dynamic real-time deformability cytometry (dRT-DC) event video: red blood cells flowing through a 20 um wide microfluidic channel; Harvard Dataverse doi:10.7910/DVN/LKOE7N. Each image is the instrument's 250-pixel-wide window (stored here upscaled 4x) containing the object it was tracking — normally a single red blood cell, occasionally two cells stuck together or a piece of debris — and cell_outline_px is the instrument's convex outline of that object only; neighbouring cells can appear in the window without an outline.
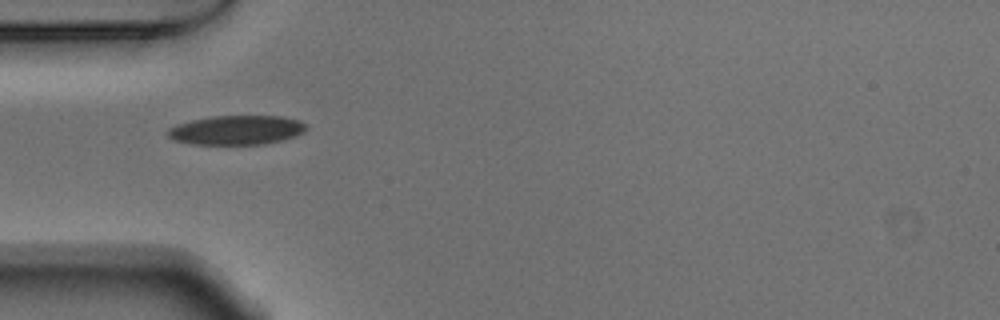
{"species": "Egyptian fruit bat (a non-hibernating species)", "species_latin": "Rousettus aegyptiacus", "temperature_condition": "warm", "stored_images_in_passage": 35, "camera_frame_rate_fps": 3000, "um_per_image_px": 0.085, "animal": {"sex": "male"}, "frame": {"image": 1, "passage_image": 1, "time_ms": 0.0, "image_size_px": [1000, 320], "cell_outline_px": [[308, 124], [304, 132], [296, 136], [284, 140], [264, 144], [192, 144], [176, 140], [168, 136], [168, 128], [176, 124], [192, 120], [212, 116], [284, 116], [300, 120]], "centroid_in_image_um": [20.16, 11.05], "position_along_channel_um": 64.8, "area_um2": 23.76}}
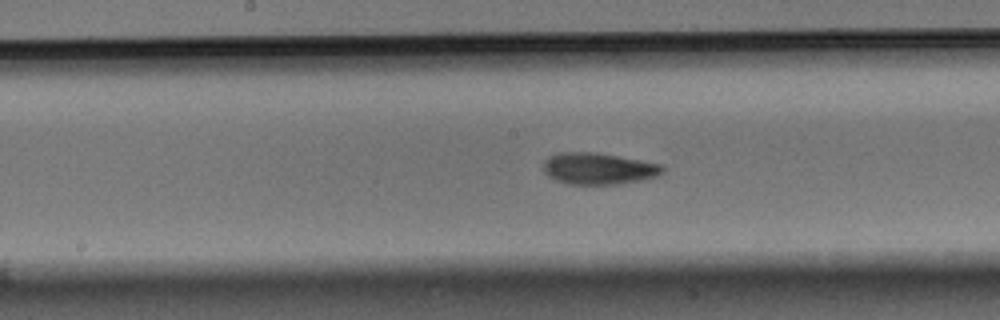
{"frame": {"image": 2, "passage_image": 8, "time_ms": 2.333, "image_size_px": [1000, 320], "cell_outline_px": [[664, 172], [656, 176], [640, 180], [616, 184], [568, 184], [556, 180], [548, 176], [544, 172], [544, 160], [548, 156], [560, 152], [592, 152], [640, 160], [660, 164], [664, 168]], "centroid_in_image_um": [50.83, 14.33], "position_along_channel_um": 197.4, "area_um2": 21.73}}
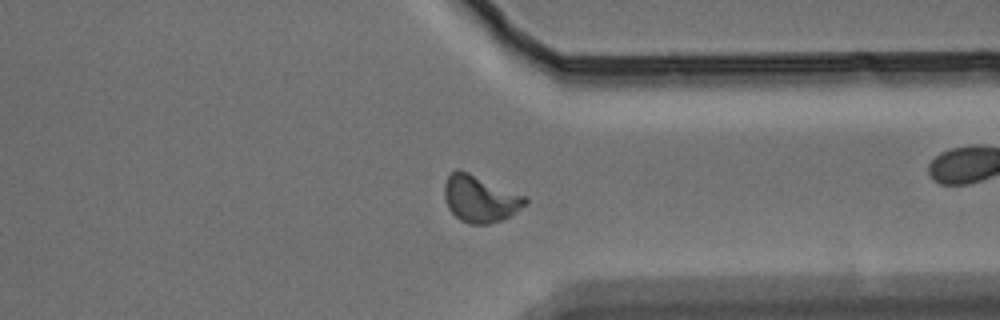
{"frame": {"image": 3, "passage_image": 22, "time_ms": 7.0, "image_size_px": [1000, 320], "cell_outline_px": [[528, 204], [508, 216], [500, 220], [488, 224], [468, 224], [460, 220], [448, 208], [444, 196], [444, 184], [448, 176], [456, 168], [468, 172], [528, 196]], "centroid_in_image_um": [40.82, 16.88], "position_along_channel_um": 370.6, "area_um2": 22.14}, "authors_computed_cell_mechanics": {"area_um2": 20.808, "velocity_mm_per_s": 3.7519, "shape_relaxation_time_tau1_ms": 4.1942, "shape_relaxation_time_tau2_ms": 1.1438, "deformation_change_tau1": 0.1305, "deformation_change_tau2": 0.0789}}